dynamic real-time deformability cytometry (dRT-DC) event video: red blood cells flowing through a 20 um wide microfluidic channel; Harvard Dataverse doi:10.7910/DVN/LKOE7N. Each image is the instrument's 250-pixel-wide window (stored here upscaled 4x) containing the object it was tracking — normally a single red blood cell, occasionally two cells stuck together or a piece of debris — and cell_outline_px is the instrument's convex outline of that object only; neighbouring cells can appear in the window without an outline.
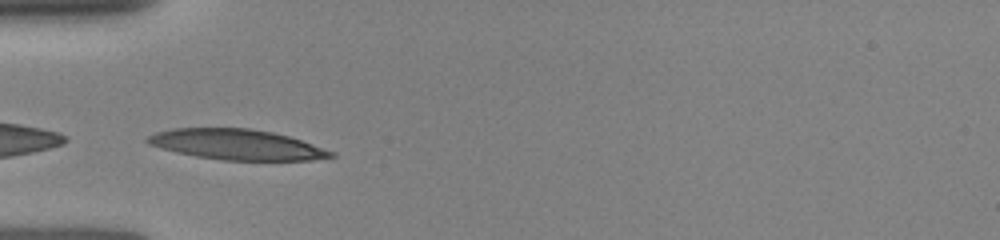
{"species": "human", "species_latin": "Homo sapiens", "temperature_condition": "room temperature", "stored_images_in_passage": 60, "camera_frame_rate_fps": 3000, "um_per_image_px": 0.085, "donor": {"sex": "female"}, "frame": {"image": 1, "passage_image": 1, "time_ms": 0.0, "image_size_px": [1000, 240], "cell_outline_px": [[336, 156], [312, 160], [224, 160], [196, 156], [176, 152], [160, 148], [148, 144], [144, 140], [148, 136], [156, 132], [172, 128], [248, 128], [272, 132], [288, 136], [336, 152]], "centroid_in_image_um": [20.1, 12.28], "position_along_channel_um": 64.9, "area_um2": 32.43}}
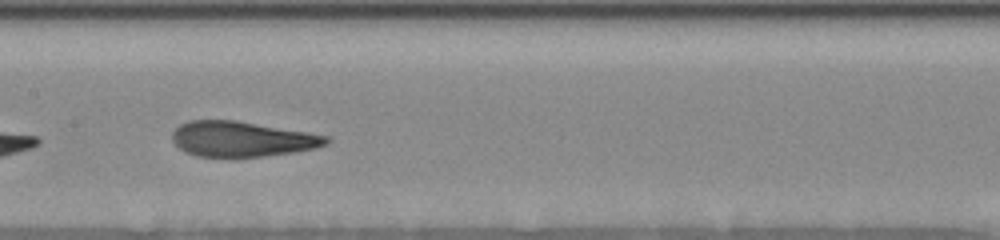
{"frame": {"image": 2, "passage_image": 21, "time_ms": 3.0, "image_size_px": [1000, 240], "cell_outline_px": [[332, 140], [328, 144], [316, 148], [292, 152], [260, 156], [196, 156], [184, 152], [172, 140], [172, 132], [180, 124], [188, 120], [236, 120], [308, 132], [328, 136]], "centroid_in_image_um": [20.57, 11.8], "position_along_channel_um": 186.8, "area_um2": 31.56}}
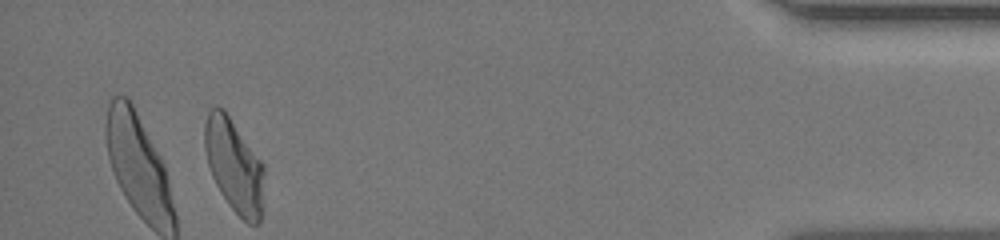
{"frame": {"image": 3, "passage_image": 57, "time_ms": 10.0, "image_size_px": [1000, 240], "cell_outline_px": [[264, 176], [260, 220], [256, 224], [248, 224], [228, 204], [220, 192], [212, 176], [208, 164], [204, 148], [204, 124], [208, 112], [216, 104], [224, 108], [264, 164]], "centroid_in_image_um": [19.89, 14.03], "position_along_channel_um": 415.3, "area_um2": 32.43}}